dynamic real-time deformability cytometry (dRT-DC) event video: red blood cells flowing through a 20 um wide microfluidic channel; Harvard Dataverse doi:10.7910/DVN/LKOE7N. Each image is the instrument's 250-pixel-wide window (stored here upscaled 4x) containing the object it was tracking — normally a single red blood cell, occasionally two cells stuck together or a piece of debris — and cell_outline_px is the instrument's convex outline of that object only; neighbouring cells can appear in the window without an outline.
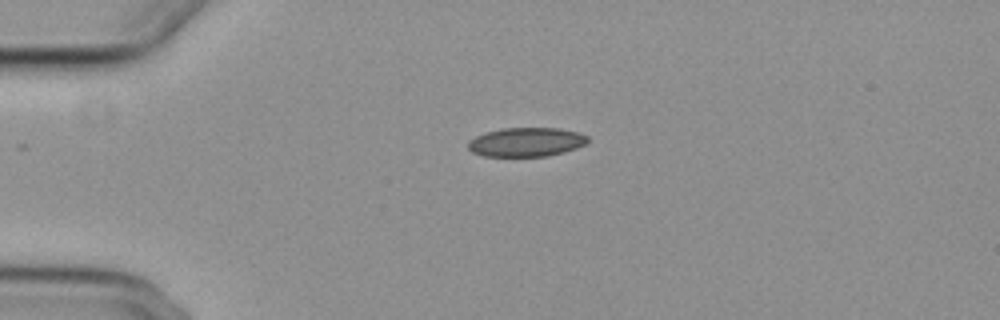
{"species": "common noctule bat (a hibernating species)", "species_latin": "Nyctalus noctula", "temperature_condition": "cold", "stored_images_in_passage": 43, "camera_frame_rate_fps": 3000, "um_per_image_px": 0.085, "animal": {"sex": "female", "body_mass_g": 29.2, "forearm_length_mm": 56.3}, "frame": {"image": 1, "passage_image": 1, "time_ms": 0.0, "image_size_px": [1000, 320], "cell_outline_px": [[588, 140], [584, 144], [576, 148], [564, 152], [548, 156], [484, 156], [472, 152], [468, 148], [468, 140], [476, 136], [488, 132], [504, 128], [560, 128], [580, 132], [588, 136]], "centroid_in_image_um": [44.75, 12.07], "position_along_channel_um": 40.3, "area_um2": 20.23}}
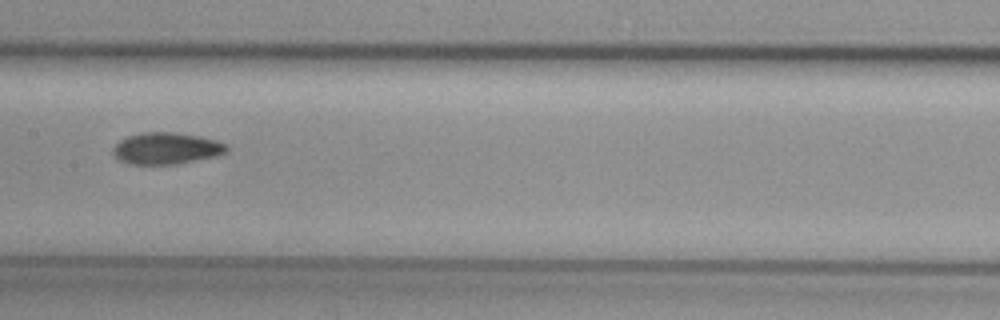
{"frame": {"image": 2, "passage_image": 16, "time_ms": 5.0, "image_size_px": [1000, 320], "cell_outline_px": [[228, 148], [224, 152], [216, 156], [176, 164], [132, 164], [116, 160], [112, 156], [112, 148], [120, 140], [128, 136], [140, 132], [176, 132], [200, 136], [216, 140], [228, 144]], "centroid_in_image_um": [14.1, 12.61], "position_along_channel_um": 193.3, "area_um2": 21.15}}
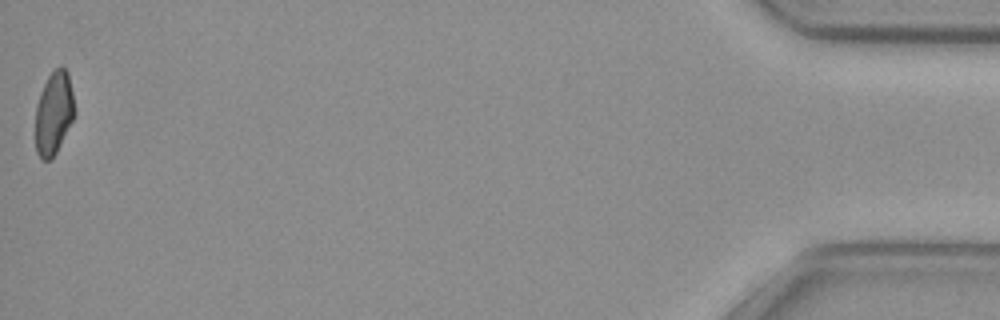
{"frame": {"image": 3, "passage_image": 43, "time_ms": 14.0, "image_size_px": [1000, 320], "cell_outline_px": [[76, 112], [56, 152], [48, 160], [40, 160], [36, 152], [36, 104], [40, 92], [48, 76], [60, 64], [68, 72]], "centroid_in_image_um": [4.57, 9.59], "position_along_channel_um": 430.6, "area_um2": 18.84}, "authors_computed_cell_mechanics": {"area_um2": 20.3456, "velocity_mm_per_s": 3.7249, "shape_relaxation_time_tau1_ms": null, "shape_relaxation_time_tau2_ms": 5.5403, "deformation_change_tau1": null, "deformation_change_tau2": 0.0891}}